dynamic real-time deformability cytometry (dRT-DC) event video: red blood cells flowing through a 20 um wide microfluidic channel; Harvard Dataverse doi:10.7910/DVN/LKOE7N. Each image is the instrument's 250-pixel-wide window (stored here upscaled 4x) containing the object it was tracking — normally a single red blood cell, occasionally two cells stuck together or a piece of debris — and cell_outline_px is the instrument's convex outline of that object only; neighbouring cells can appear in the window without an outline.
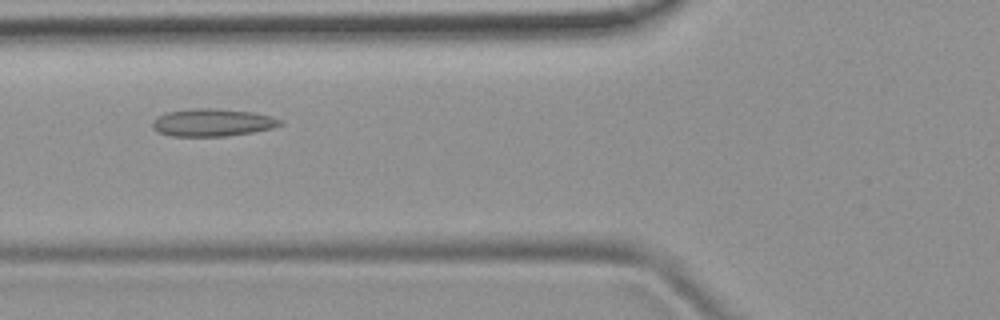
{"species": "common noctule bat (a hibernating species)", "species_latin": "Nyctalus noctula", "temperature_condition": "room temperature", "stored_images_in_passage": 48, "camera_frame_rate_fps": 3000, "um_per_image_px": 0.085, "animal": {"sex": "female", "body_mass_g": 19.9}, "frame": {"image": 1, "passage_image": 16, "time_ms": 5.0, "image_size_px": [1000, 320], "cell_outline_px": [[284, 124], [272, 128], [252, 132], [224, 136], [172, 136], [160, 132], [152, 128], [152, 120], [156, 116], [168, 112], [196, 108], [212, 108], [252, 112], [272, 116], [284, 120]], "centroid_in_image_um": [18.08, 10.41], "position_along_channel_um": 107.7, "area_um2": 20.52}}
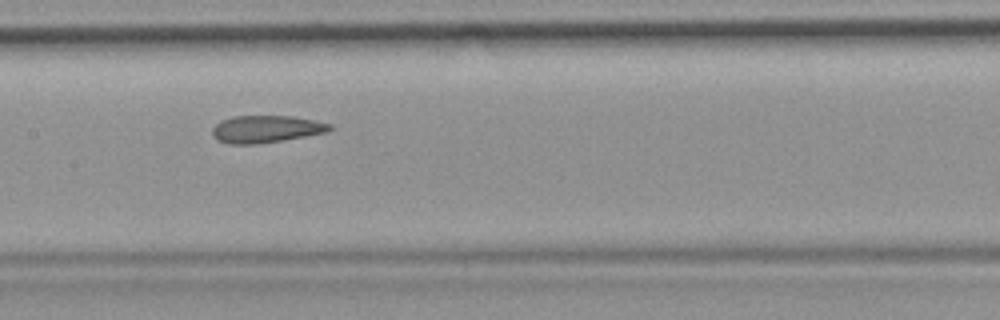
{"frame": {"image": 2, "passage_image": 22, "time_ms": 7.0, "image_size_px": [1000, 320], "cell_outline_px": [[332, 128], [328, 132], [256, 144], [228, 144], [216, 140], [212, 136], [212, 128], [220, 120], [232, 116], [292, 116], [316, 120], [332, 124]], "centroid_in_image_um": [22.58, 10.96], "position_along_channel_um": 184.8, "area_um2": 18.73}}
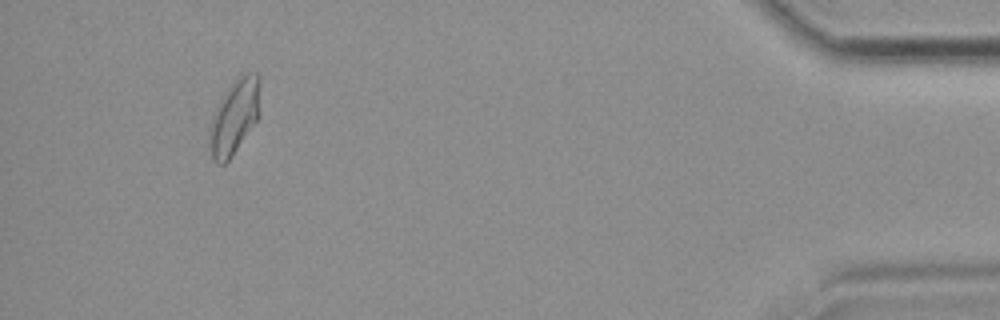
{"frame": {"image": 3, "passage_image": 45, "time_ms": 14.667, "image_size_px": [1000, 320], "cell_outline_px": [[260, 112], [256, 120], [228, 160], [224, 164], [216, 164], [212, 160], [208, 136], [208, 128], [212, 112], [232, 80], [248, 72], [256, 72], [260, 76]], "centroid_in_image_um": [19.9, 9.88], "position_along_channel_um": 415.3, "area_um2": 22.37}, "authors_computed_cell_mechanics": {"area_um2": 19.8832, "velocity_mm_per_s": 3.8471, "shape_relaxation_time_tau1_ms": null, "shape_relaxation_time_tau2_ms": 1.9742, "deformation_change_tau1": null, "deformation_change_tau2": 0.0979}}